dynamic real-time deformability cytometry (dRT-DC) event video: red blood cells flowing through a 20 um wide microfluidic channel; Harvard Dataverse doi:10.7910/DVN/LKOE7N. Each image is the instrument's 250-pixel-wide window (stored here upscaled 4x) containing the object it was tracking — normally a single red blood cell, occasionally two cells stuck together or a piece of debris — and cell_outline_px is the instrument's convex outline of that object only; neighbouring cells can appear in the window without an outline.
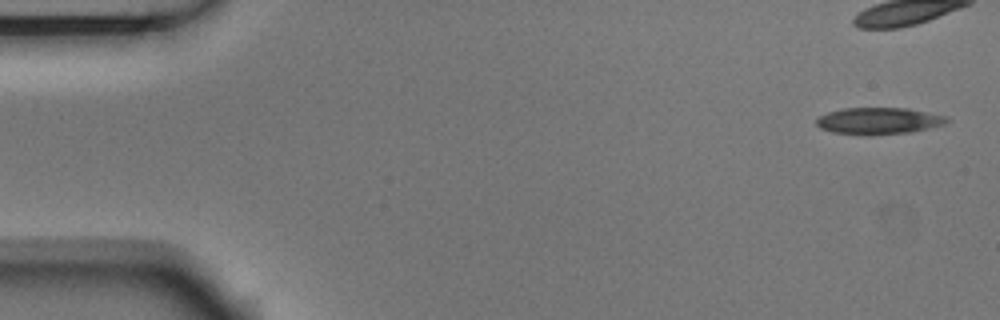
{"species": "Egyptian fruit bat (a non-hibernating species)", "species_latin": "Rousettus aegyptiacus", "temperature_condition": "room temperature", "stored_images_in_passage": 7, "camera_frame_rate_fps": 3000, "um_per_image_px": 0.085, "animal": {"sex": "male"}, "frame": {"image": 1, "passage_image": 1, "time_ms": 0.0, "image_size_px": [1000, 320], "cell_outline_px": [[952, 120], [948, 124], [912, 132], [868, 136], [832, 132], [820, 128], [816, 124], [816, 120], [820, 116], [828, 112], [844, 108], [908, 108], [948, 116]], "centroid_in_image_um": [74.76, 10.28], "position_along_channel_um": 10.2, "area_um2": 20.75}}
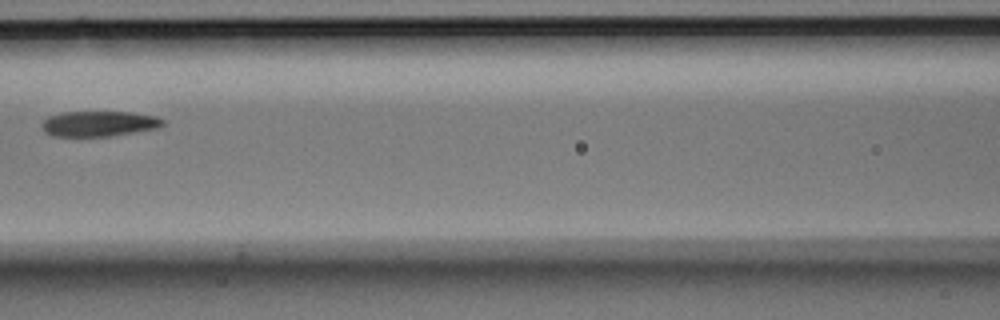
{"frame": {"image": 2, "passage_image": 7, "time_ms": 2.0, "image_size_px": [1000, 320], "cell_outline_px": [[164, 124], [160, 128], [108, 136], [52, 136], [44, 132], [40, 124], [48, 116], [60, 112], [132, 112], [156, 116], [164, 120]], "centroid_in_image_um": [8.39, 10.51], "position_along_channel_um": 158.2, "area_um2": 18.03}}